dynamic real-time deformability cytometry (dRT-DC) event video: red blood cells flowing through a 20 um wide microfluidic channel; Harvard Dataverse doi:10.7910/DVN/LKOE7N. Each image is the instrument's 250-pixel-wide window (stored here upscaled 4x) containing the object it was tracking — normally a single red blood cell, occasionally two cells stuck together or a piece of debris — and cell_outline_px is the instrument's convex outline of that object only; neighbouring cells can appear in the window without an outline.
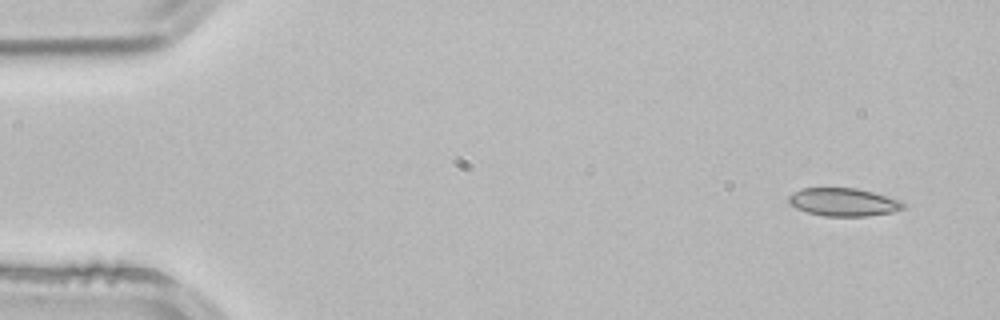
{"species": "common noctule bat (a hibernating species)", "species_latin": "Nyctalus noctula", "temperature_condition": "room temperature", "stored_images_in_passage": 3, "camera_frame_rate_fps": 3000, "um_per_image_px": 0.085, "animal": {"sex": "male", "body_mass_g": 21.5, "forearm_length_mm": 52.0}, "frame": {"image": 1, "passage_image": 1, "time_ms": 0.0, "image_size_px": [1000, 320], "cell_outline_px": [[904, 208], [892, 212], [868, 216], [824, 216], [808, 212], [796, 208], [788, 204], [788, 196], [792, 192], [800, 188], [856, 188], [872, 192], [896, 200], [904, 204]], "centroid_in_image_um": [71.6, 17.18], "position_along_channel_um": 13.4, "area_um2": 18.55}}
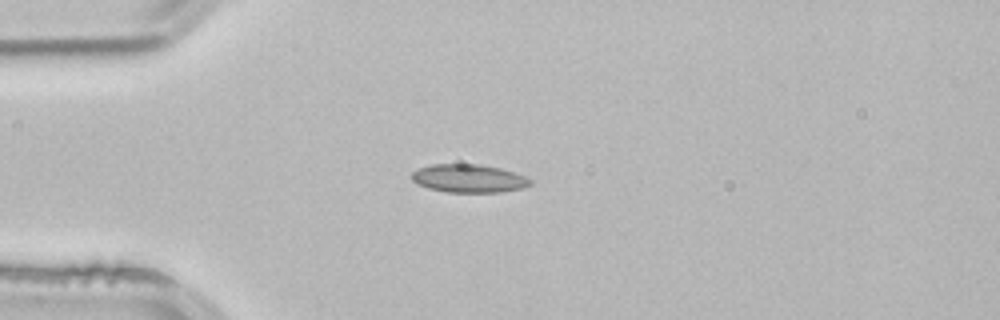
{"frame": {"image": 2, "passage_image": 3, "time_ms": 0.667, "image_size_px": [1000, 320], "cell_outline_px": [[532, 184], [524, 188], [500, 192], [448, 192], [428, 188], [416, 184], [412, 180], [412, 172], [416, 168], [432, 164], [480, 164], [500, 168], [524, 176], [532, 180]], "centroid_in_image_um": [39.82, 15.16], "position_along_channel_um": 45.2, "area_um2": 19.59}}